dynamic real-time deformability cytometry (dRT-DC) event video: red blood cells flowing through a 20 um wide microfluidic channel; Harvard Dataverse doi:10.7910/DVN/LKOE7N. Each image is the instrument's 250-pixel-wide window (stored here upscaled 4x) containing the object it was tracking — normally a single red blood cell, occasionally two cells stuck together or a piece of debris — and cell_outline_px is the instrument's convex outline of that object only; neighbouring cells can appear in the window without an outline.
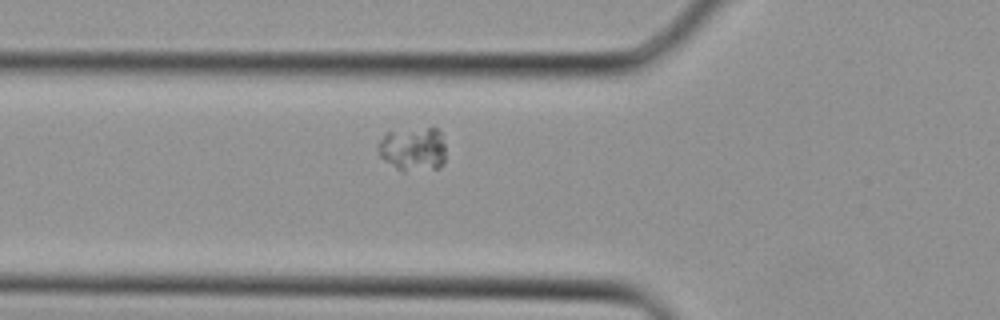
{"species": "Egyptian fruit bat (a non-hibernating species)", "species_latin": "Rousettus aegyptiacus", "temperature_condition": "cold", "stored_images_in_passage": 25, "camera_frame_rate_fps": 3000, "um_per_image_px": 0.085, "animal": {"sex": "female"}, "frame": {"image": 1, "passage_image": 2, "time_ms": 0.333, "image_size_px": [1000, 320], "cell_outline_px": [[444, 164], [440, 168], [404, 172], [400, 172], [384, 160], [380, 156], [376, 148], [376, 144], [388, 132], [428, 128], [436, 128], [440, 132], [444, 144]], "centroid_in_image_um": [35.09, 12.71], "position_along_channel_um": 90.7, "area_um2": 17.46}}
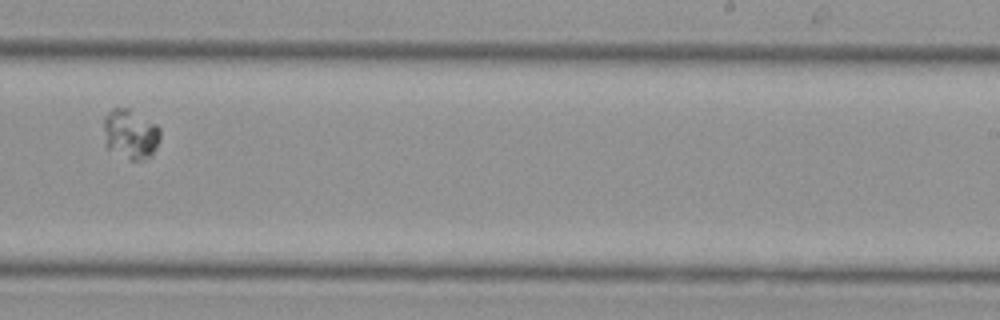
{"frame": {"image": 2, "passage_image": 12, "time_ms": 3.667, "image_size_px": [1000, 320], "cell_outline_px": [[160, 140], [156, 148], [144, 160], [132, 160], [104, 148], [104, 116], [112, 108], [128, 108], [156, 124], [160, 128]], "centroid_in_image_um": [11.06, 11.4], "position_along_channel_um": 277.9, "area_um2": 16.47}}
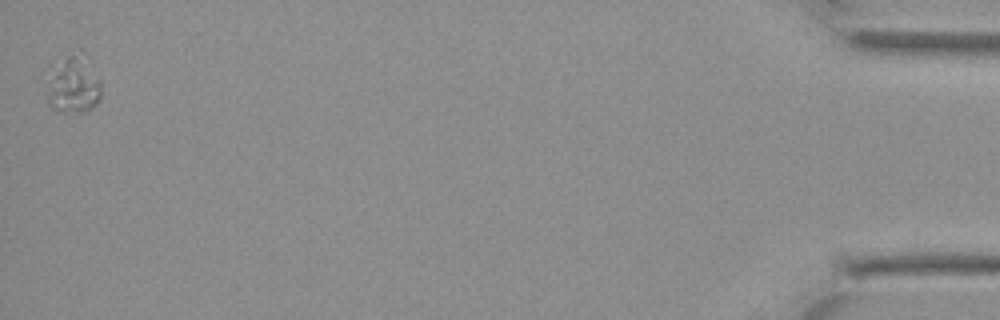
{"frame": {"image": 3, "passage_image": 25, "time_ms": 8.0, "image_size_px": [1000, 320], "cell_outline_px": [[100, 96], [96, 104], [92, 108], [84, 112], [56, 112], [48, 104], [48, 84], [56, 68], [68, 56], [72, 56], [100, 80]], "centroid_in_image_um": [6.21, 7.46], "position_along_channel_um": 429.0, "area_um2": 16.07}}